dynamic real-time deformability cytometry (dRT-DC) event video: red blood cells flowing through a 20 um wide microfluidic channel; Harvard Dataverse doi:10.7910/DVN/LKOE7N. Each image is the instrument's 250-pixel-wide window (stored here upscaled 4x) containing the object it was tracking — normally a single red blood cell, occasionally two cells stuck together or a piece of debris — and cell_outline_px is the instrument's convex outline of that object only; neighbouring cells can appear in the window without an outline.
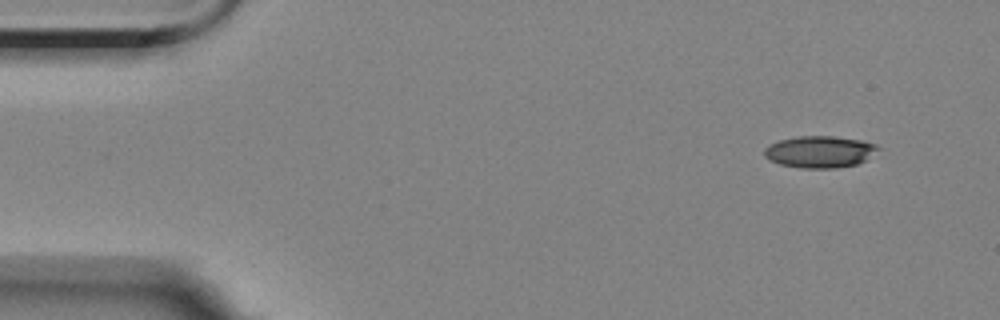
{"species": "Egyptian fruit bat (a non-hibernating species)", "species_latin": "Rousettus aegyptiacus", "temperature_condition": "room temperature", "stored_images_in_passage": 4, "camera_frame_rate_fps": 3000, "um_per_image_px": 0.085, "animal": {"sex": "female"}, "frame": {"image": 1, "passage_image": 1, "time_ms": 0.0, "image_size_px": [1000, 320], "cell_outline_px": [[884, 148], [868, 160], [856, 164], [836, 168], [800, 168], [780, 164], [764, 156], [764, 148], [768, 144], [780, 140], [796, 136], [832, 136], [860, 140], [876, 144]], "centroid_in_image_um": [69.74, 12.9], "position_along_channel_um": 15.3, "area_um2": 21.39}}